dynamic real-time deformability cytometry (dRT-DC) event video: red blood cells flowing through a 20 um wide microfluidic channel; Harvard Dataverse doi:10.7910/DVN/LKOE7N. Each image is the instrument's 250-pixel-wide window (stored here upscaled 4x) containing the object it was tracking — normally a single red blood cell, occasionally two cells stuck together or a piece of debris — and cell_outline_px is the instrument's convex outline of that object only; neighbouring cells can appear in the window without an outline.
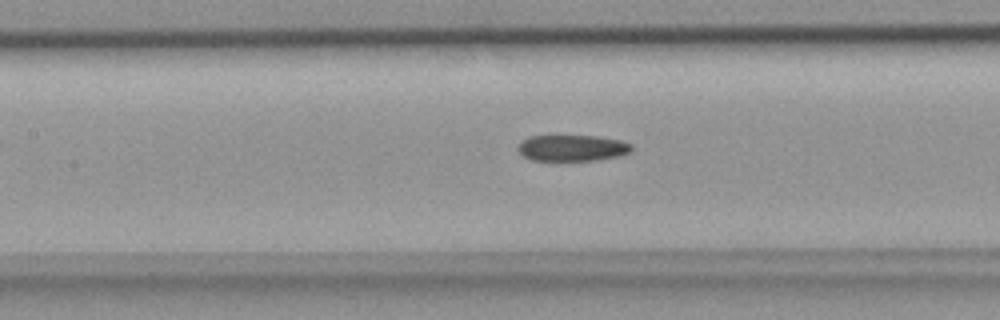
{"species": "common noctule bat (a hibernating species)", "species_latin": "Nyctalus noctula", "temperature_condition": "room temperature", "stored_images_in_passage": 7, "segment_of_instrument_passage": [2, 2], "camera_frame_rate_fps": 3000, "um_per_image_px": 0.085, "animal": {"sex": "female", "body_mass_g": 18.4}, "frame": {"image": 1, "passage_image": 7, "time_ms": 2.0, "image_size_px": [1000, 320], "cell_outline_px": [[632, 152], [620, 156], [596, 160], [532, 160], [524, 156], [516, 148], [520, 140], [528, 136], [596, 136], [620, 140], [632, 144]], "centroid_in_image_um": [48.64, 12.57], "position_along_channel_um": 158.8, "area_um2": 17.46}}